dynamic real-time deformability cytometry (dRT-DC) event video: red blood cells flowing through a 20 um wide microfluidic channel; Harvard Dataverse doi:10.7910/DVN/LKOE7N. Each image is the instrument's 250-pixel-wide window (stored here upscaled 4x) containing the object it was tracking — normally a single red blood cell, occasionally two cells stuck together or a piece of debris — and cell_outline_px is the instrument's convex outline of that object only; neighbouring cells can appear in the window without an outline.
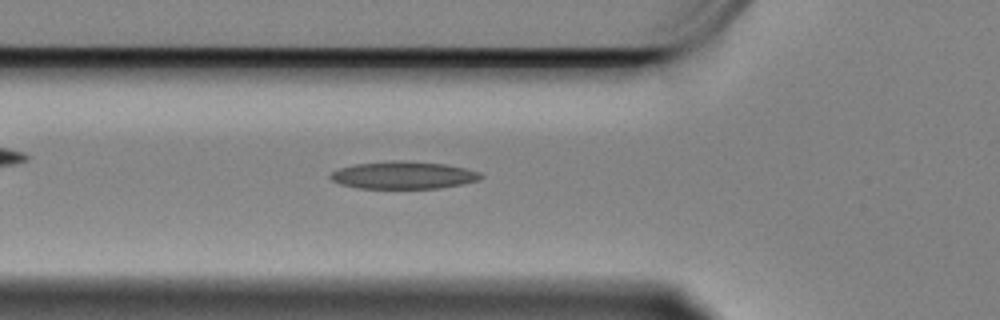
{"species": "Egyptian fruit bat (a non-hibernating species)", "species_latin": "Rousettus aegyptiacus", "temperature_condition": "cold", "stored_images_in_passage": 63, "camera_frame_rate_fps": 3000, "um_per_image_px": 0.085, "animal": {"sex": "female"}, "frame": {"image": 1, "passage_image": 21, "time_ms": 6.667, "image_size_px": [1000, 320], "cell_outline_px": [[484, 176], [480, 180], [440, 188], [356, 188], [340, 184], [332, 180], [328, 176], [332, 172], [340, 168], [356, 164], [392, 160], [404, 160], [444, 164], [464, 168], [480, 172]], "centroid_in_image_um": [34.28, 14.89], "position_along_channel_um": 91.5, "area_um2": 24.04}}
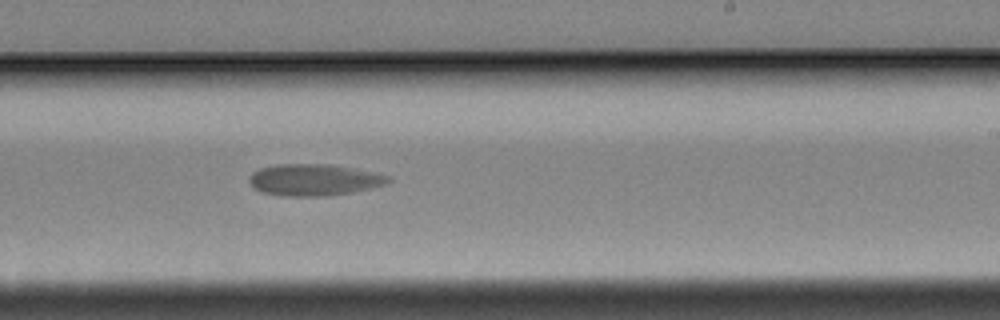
{"frame": {"image": 2, "passage_image": 37, "time_ms": 12.0, "image_size_px": [1000, 320], "cell_outline_px": [[392, 180], [384, 184], [352, 192], [324, 196], [284, 196], [260, 192], [248, 180], [252, 172], [260, 168], [280, 164], [328, 164], [388, 176]], "centroid_in_image_um": [26.61, 15.29], "position_along_channel_um": 262.4, "area_um2": 25.03}}
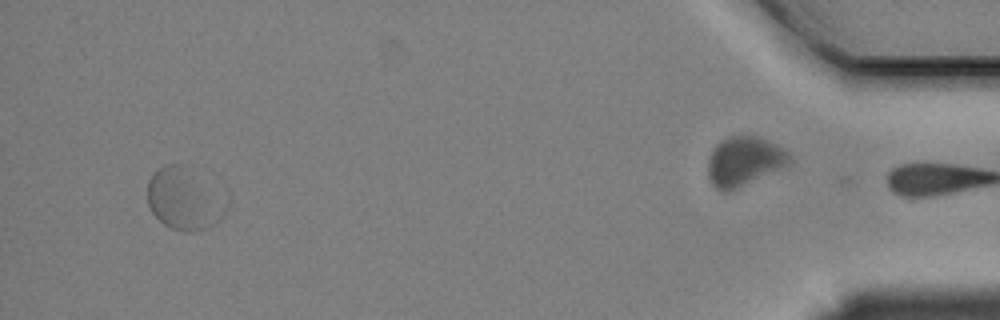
{"frame": {"image": 3, "passage_image": 59, "time_ms": 19.333, "image_size_px": [1000, 320], "cell_outline_px": [[224, 212], [220, 220], [208, 228], [196, 232], [184, 232], [172, 228], [164, 224], [152, 212], [148, 204], [148, 180], [160, 168], [168, 164], [180, 164]], "centroid_in_image_um": [15.41, 17.05], "position_along_channel_um": 419.8, "area_um2": 24.97}}